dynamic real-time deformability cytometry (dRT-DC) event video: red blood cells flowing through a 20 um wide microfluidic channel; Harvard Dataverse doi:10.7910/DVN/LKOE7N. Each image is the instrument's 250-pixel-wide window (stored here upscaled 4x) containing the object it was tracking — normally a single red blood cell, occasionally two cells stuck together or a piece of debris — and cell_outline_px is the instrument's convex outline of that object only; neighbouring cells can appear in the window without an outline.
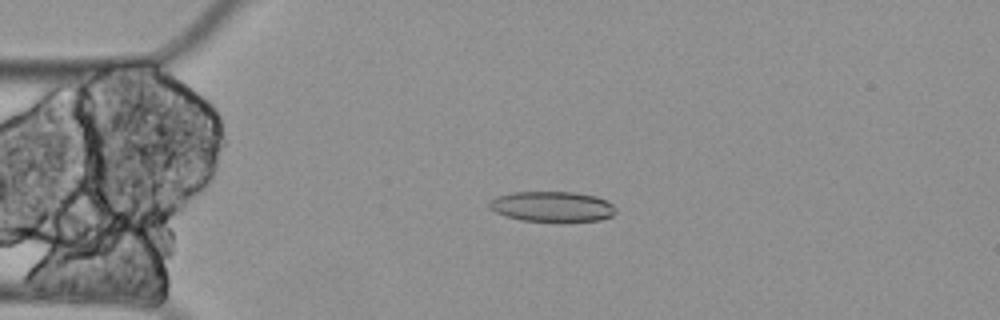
{"species": "Egyptian fruit bat (a non-hibernating species)", "species_latin": "Rousettus aegyptiacus", "temperature_condition": "cold", "stored_images_in_passage": 5, "camera_frame_rate_fps": 3000, "um_per_image_px": 0.085, "animal": {"sex": "female"}, "frame": {"image": 1, "passage_image": 4, "time_ms": 1.0, "image_size_px": [1000, 320], "cell_outline_px": [[616, 212], [612, 216], [600, 220], [520, 220], [496, 212], [488, 208], [488, 200], [496, 196], [512, 192], [576, 192], [596, 196], [612, 204], [616, 208]], "centroid_in_image_um": [46.9, 17.53], "position_along_channel_um": 38.1, "area_um2": 22.08}}